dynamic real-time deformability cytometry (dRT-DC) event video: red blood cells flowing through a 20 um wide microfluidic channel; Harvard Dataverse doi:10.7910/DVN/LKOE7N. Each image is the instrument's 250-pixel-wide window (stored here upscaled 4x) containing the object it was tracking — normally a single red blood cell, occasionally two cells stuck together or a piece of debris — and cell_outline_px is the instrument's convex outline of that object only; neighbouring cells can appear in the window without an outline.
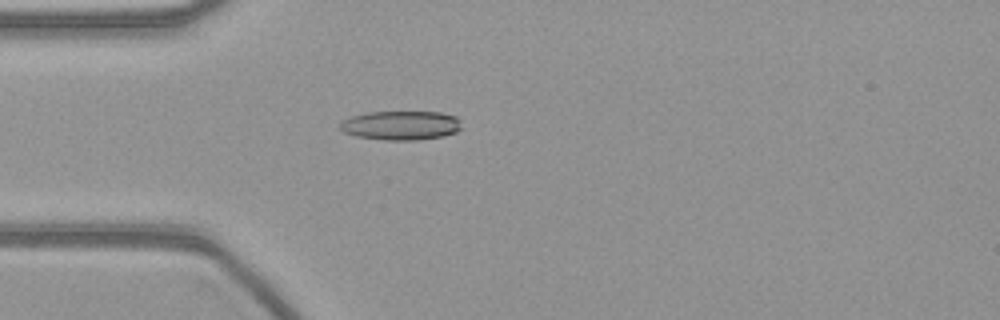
{"species": "common noctule bat (a hibernating species)", "species_latin": "Nyctalus noctula", "temperature_condition": "warm", "stored_images_in_passage": 55, "camera_frame_rate_fps": 3000, "um_per_image_px": 0.085, "animal": {"sex": "female", "body_mass_g": 21.9}, "frame": {"image": 1, "passage_image": 15, "time_ms": 4.667, "image_size_px": [1000, 320], "cell_outline_px": [[460, 128], [456, 132], [444, 136], [416, 140], [384, 140], [356, 136], [344, 132], [340, 128], [340, 120], [352, 116], [368, 112], [440, 112], [456, 116], [460, 120]], "centroid_in_image_um": [34.07, 10.66], "position_along_channel_um": 50.9, "area_um2": 20.69}}
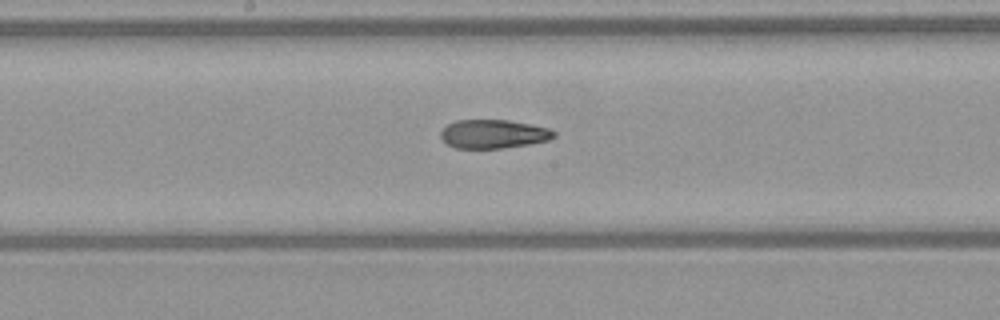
{"frame": {"image": 2, "passage_image": 28, "time_ms": 9.0, "image_size_px": [1000, 320], "cell_outline_px": [[556, 136], [548, 140], [528, 144], [504, 148], [456, 148], [440, 140], [440, 132], [448, 124], [456, 120], [508, 120], [532, 124], [552, 128], [556, 132]], "centroid_in_image_um": [41.96, 11.38], "position_along_channel_um": 206.2, "area_um2": 19.13}}
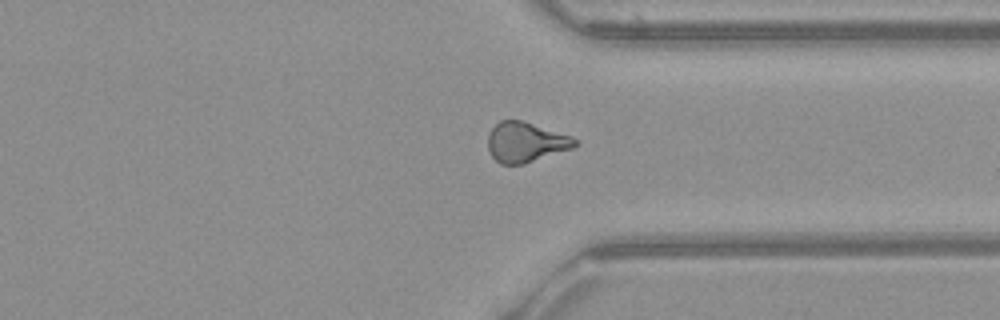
{"frame": {"image": 3, "passage_image": 41, "time_ms": 13.333, "image_size_px": [1000, 320], "cell_outline_px": [[580, 144], [572, 148], [524, 164], [500, 164], [492, 156], [488, 148], [488, 132], [500, 120], [520, 120], [572, 136], [580, 140]], "centroid_in_image_um": [44.7, 12.08], "position_along_channel_um": 366.7, "area_um2": 20.29}}